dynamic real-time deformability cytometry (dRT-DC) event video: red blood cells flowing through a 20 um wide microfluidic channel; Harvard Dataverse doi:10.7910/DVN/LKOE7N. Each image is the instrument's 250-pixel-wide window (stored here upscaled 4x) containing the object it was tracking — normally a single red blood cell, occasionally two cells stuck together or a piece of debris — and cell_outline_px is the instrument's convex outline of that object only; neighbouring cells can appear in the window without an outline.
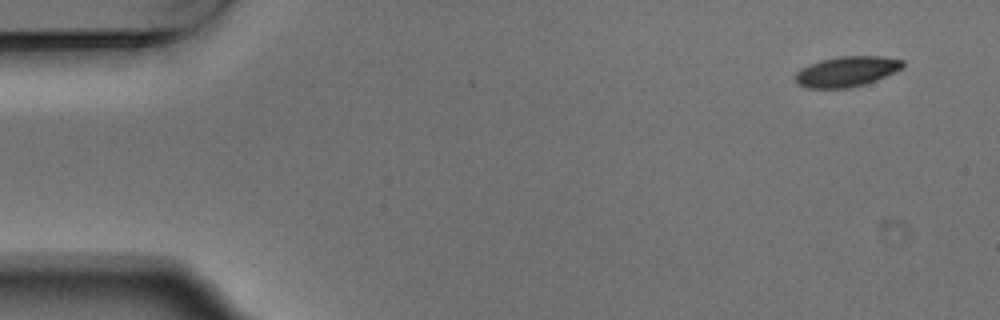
{"species": "Egyptian fruit bat (a non-hibernating species)", "species_latin": "Rousettus aegyptiacus", "temperature_condition": "warm", "stored_images_in_passage": 5, "camera_frame_rate_fps": 3000, "um_per_image_px": 0.085, "animal": {"sex": "male"}, "frame": {"image": 1, "passage_image": 1, "time_ms": 0.0, "image_size_px": [1000, 320], "cell_outline_px": [[904, 68], [876, 80], [864, 84], [848, 88], [808, 88], [800, 84], [796, 80], [796, 72], [808, 64], [820, 60], [840, 56], [880, 56], [904, 60]], "centroid_in_image_um": [72.0, 6.07], "position_along_channel_um": 13.0, "area_um2": 18.9}}
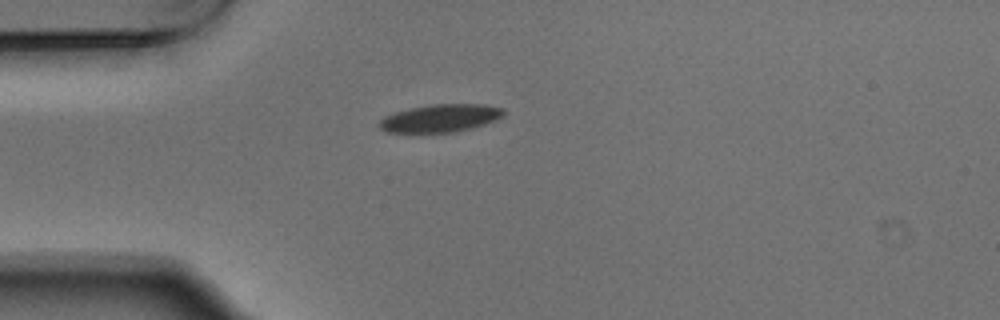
{"frame": {"image": 2, "passage_image": 4, "time_ms": 1.0, "image_size_px": [1000, 320], "cell_outline_px": [[504, 116], [496, 120], [472, 128], [456, 132], [388, 132], [380, 128], [376, 124], [384, 116], [396, 112], [412, 108], [432, 104], [484, 104], [504, 108]], "centroid_in_image_um": [37.46, 10.04], "position_along_channel_um": 47.5, "area_um2": 20.11}}